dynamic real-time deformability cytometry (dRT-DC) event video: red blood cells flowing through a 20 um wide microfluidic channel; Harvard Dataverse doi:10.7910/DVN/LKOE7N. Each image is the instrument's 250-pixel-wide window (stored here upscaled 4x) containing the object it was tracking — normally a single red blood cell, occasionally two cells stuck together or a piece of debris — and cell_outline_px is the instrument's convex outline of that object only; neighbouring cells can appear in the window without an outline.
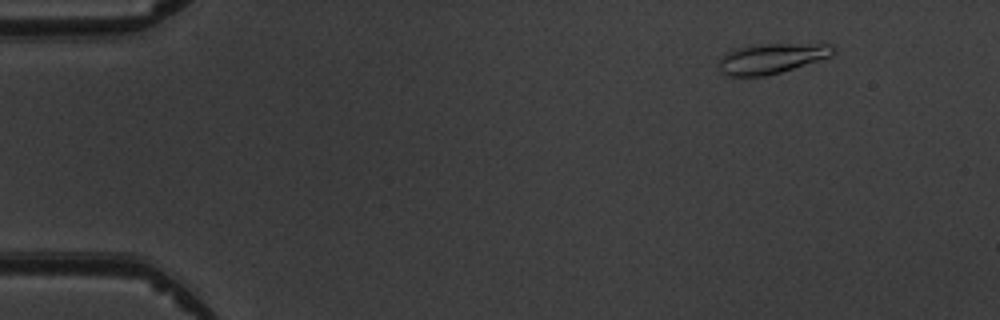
{"species": "common noctule bat (a hibernating species)", "species_latin": "Nyctalus noctula", "temperature_condition": "warm", "stored_images_in_passage": 4, "camera_frame_rate_fps": 3000, "um_per_image_px": 0.085, "animal": {"sex": "male", "body_mass_g": 19.5, "forearm_length_mm": 54.6}, "frame": {"image": 1, "passage_image": 1, "time_ms": 0.0, "image_size_px": [1000, 320], "cell_outline_px": [[836, 52], [832, 56], [780, 72], [764, 76], [728, 76], [720, 72], [716, 64], [724, 52], [736, 48], [752, 44], [832, 44], [836, 48]], "centroid_in_image_um": [65.53, 4.96], "position_along_channel_um": 19.5, "area_um2": 20.4}}
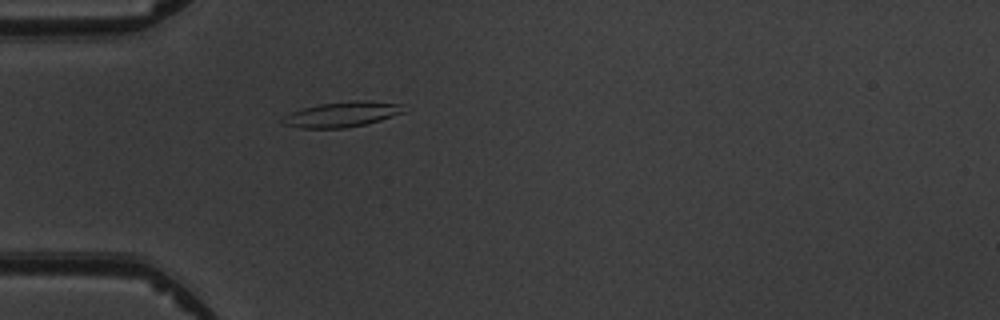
{"frame": {"image": 2, "passage_image": 4, "time_ms": 3.333, "image_size_px": [1000, 320], "cell_outline_px": [[408, 112], [380, 120], [364, 124], [344, 128], [300, 128], [280, 124], [280, 120], [284, 116], [292, 112], [304, 108], [320, 104], [356, 100], [368, 100], [400, 104]], "centroid_in_image_um": [29.08, 9.72], "position_along_channel_um": 55.9, "area_um2": 17.86}}